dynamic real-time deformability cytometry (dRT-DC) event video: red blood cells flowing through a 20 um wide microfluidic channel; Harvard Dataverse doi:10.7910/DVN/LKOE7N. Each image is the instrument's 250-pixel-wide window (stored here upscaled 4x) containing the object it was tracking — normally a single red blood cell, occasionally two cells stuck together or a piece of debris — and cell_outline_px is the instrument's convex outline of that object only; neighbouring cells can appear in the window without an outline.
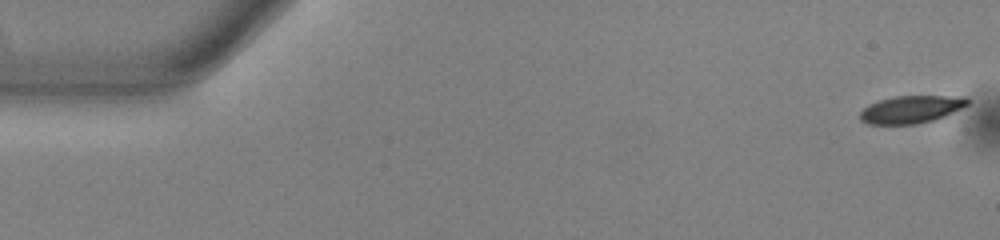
{"species": "common noctule bat (a hibernating species)", "species_latin": "Nyctalus noctula", "temperature_condition": "warm", "stored_images_in_passage": 53, "camera_frame_rate_fps": 3000, "um_per_image_px": 0.085, "animal": {"sex": "male", "body_mass_g": 13.0, "forearm_length_mm": 53.1}, "frame": {"image": 1, "passage_image": 1, "time_ms": 0.0, "image_size_px": [1000, 240], "cell_outline_px": [[972, 100], [968, 104], [936, 120], [916, 124], [868, 124], [860, 120], [860, 112], [868, 104], [880, 100], [896, 96], [968, 96]], "centroid_in_image_um": [77.47, 9.29], "position_along_channel_um": 7.5, "area_um2": 17.34}}
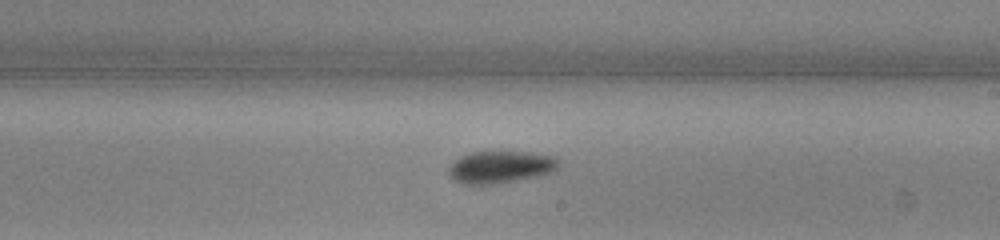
{"frame": {"image": 2, "passage_image": 31, "time_ms": 10.0, "image_size_px": [1000, 240], "cell_outline_px": [[560, 164], [552, 172], [540, 176], [492, 184], [464, 184], [456, 180], [448, 172], [448, 168], [452, 160], [468, 152], [532, 152], [556, 156], [560, 160]], "centroid_in_image_um": [42.56, 14.18], "position_along_channel_um": 246.4, "area_um2": 20.81}}
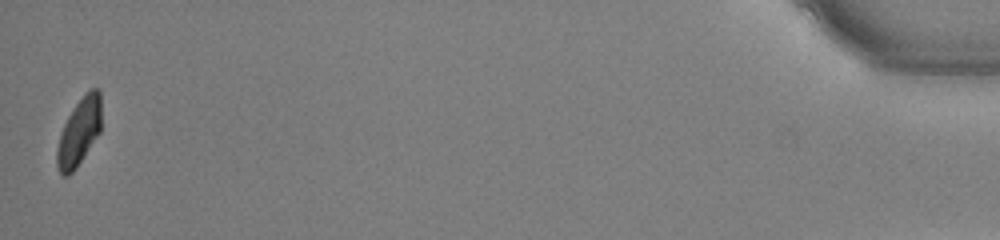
{"frame": {"image": 3, "passage_image": 53, "time_ms": 17.333, "image_size_px": [1000, 240], "cell_outline_px": [[100, 132], [76, 168], [68, 176], [64, 176], [60, 172], [56, 164], [56, 152], [60, 132], [68, 116], [84, 92], [88, 88], [96, 88], [100, 92]], "centroid_in_image_um": [6.71, 11.2], "position_along_channel_um": 428.5, "area_um2": 17.34}, "authors_computed_cell_mechanics": {"area_um2": 18.9584, "velocity_mm_per_s": 3.8322, "shape_relaxation_time_tau1_ms": 2.8734, "shape_relaxation_time_tau2_ms": null, "deformation_change_tau1": 0.1278, "deformation_change_tau2": null}}